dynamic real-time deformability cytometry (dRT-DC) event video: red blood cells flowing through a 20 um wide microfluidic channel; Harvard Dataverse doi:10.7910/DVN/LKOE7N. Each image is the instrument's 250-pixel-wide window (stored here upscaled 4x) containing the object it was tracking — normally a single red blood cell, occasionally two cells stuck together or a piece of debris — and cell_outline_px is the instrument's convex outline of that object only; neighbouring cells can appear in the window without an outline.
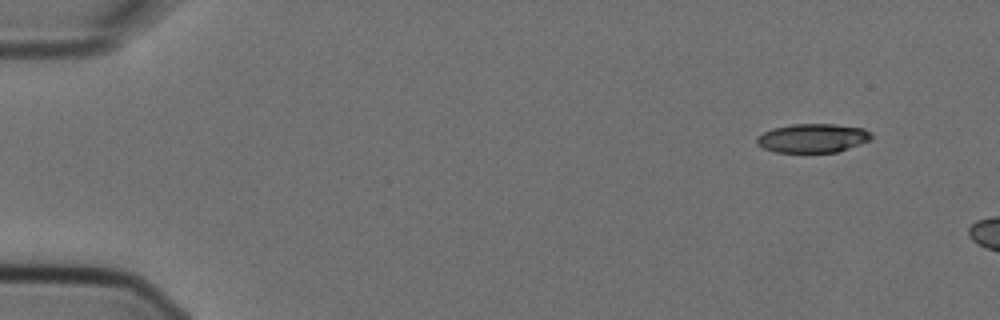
{"species": "Egyptian fruit bat (a non-hibernating species)", "species_latin": "Rousettus aegyptiacus", "temperature_condition": "cold", "stored_images_in_passage": 3, "camera_frame_rate_fps": 3000, "um_per_image_px": 0.085, "animal": {"sex": "female"}, "frame": {"image": 1, "passage_image": 1, "time_ms": 0.0, "image_size_px": [1000, 320], "cell_outline_px": [[872, 140], [836, 152], [776, 152], [764, 148], [756, 144], [756, 136], [772, 128], [792, 124], [832, 124], [864, 128], [872, 136]], "centroid_in_image_um": [69.05, 11.74], "position_along_channel_um": 15.9, "area_um2": 19.25}}